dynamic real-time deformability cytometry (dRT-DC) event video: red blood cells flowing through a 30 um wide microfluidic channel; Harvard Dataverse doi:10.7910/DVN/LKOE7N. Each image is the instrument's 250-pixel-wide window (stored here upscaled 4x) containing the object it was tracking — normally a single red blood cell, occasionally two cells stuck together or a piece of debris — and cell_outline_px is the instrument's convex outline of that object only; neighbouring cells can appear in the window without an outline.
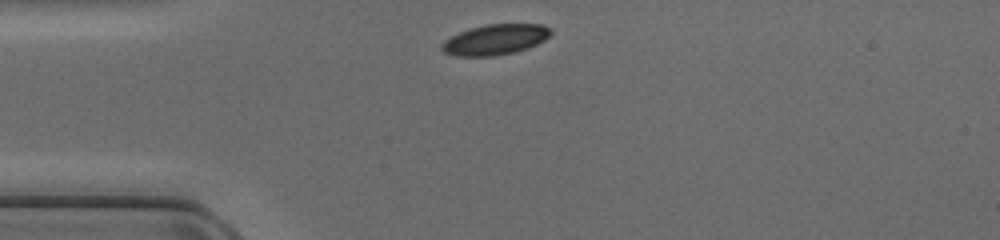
{"species": "common noctule bat (a hibernating species)", "species_latin": "Nyctalus noctula", "temperature_condition": "cold", "stored_images_in_passage": 31, "camera_frame_rate_fps": 3000, "um_per_image_px": 0.085, "animal": {"sex": "female", "body_mass_g": 17.0, "forearm_length_mm": 48.0}, "frame": {"image": 1, "passage_image": 1, "time_ms": 0.0, "image_size_px": [1000, 240], "cell_outline_px": [[552, 32], [544, 40], [528, 48], [496, 56], [456, 56], [444, 52], [440, 48], [440, 44], [444, 40], [460, 32], [472, 28], [488, 24], [544, 24], [552, 28]], "centroid_in_image_um": [42.1, 3.36], "position_along_channel_um": 42.9, "area_um2": 19.31}}
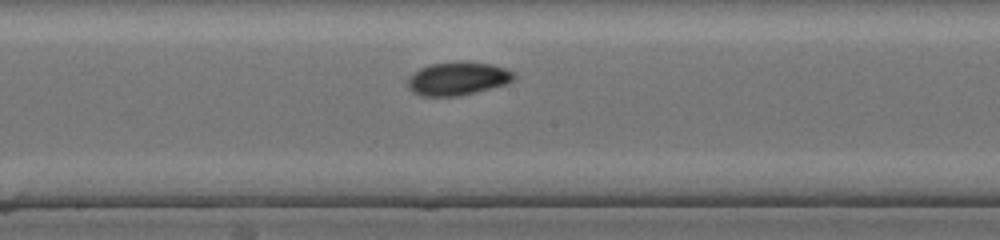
{"frame": {"image": 2, "passage_image": 14, "time_ms": 4.333, "image_size_px": [1000, 240], "cell_outline_px": [[516, 76], [512, 80], [504, 84], [476, 92], [460, 96], [420, 96], [412, 92], [408, 88], [408, 76], [412, 72], [420, 68], [432, 64], [492, 64], [516, 72]], "centroid_in_image_um": [38.87, 6.72], "position_along_channel_um": 209.3, "area_um2": 20.0}}
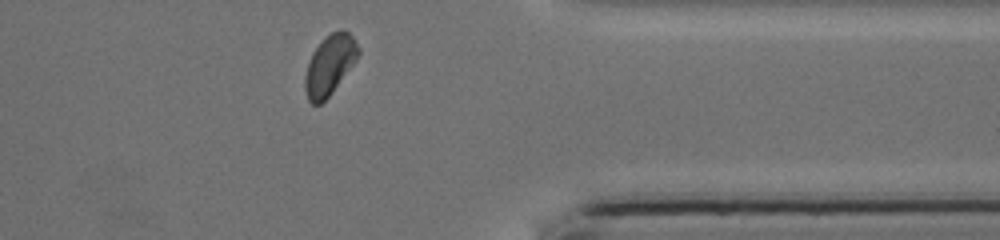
{"frame": {"image": 3, "passage_image": 27, "time_ms": 8.667, "image_size_px": [1000, 240], "cell_outline_px": [[360, 52], [356, 60], [332, 92], [320, 104], [312, 104], [308, 100], [304, 88], [304, 76], [312, 52], [332, 32], [340, 28], [344, 28], [352, 36], [360, 48]], "centroid_in_image_um": [28.02, 5.52], "position_along_channel_um": 383.4, "area_um2": 18.38}}